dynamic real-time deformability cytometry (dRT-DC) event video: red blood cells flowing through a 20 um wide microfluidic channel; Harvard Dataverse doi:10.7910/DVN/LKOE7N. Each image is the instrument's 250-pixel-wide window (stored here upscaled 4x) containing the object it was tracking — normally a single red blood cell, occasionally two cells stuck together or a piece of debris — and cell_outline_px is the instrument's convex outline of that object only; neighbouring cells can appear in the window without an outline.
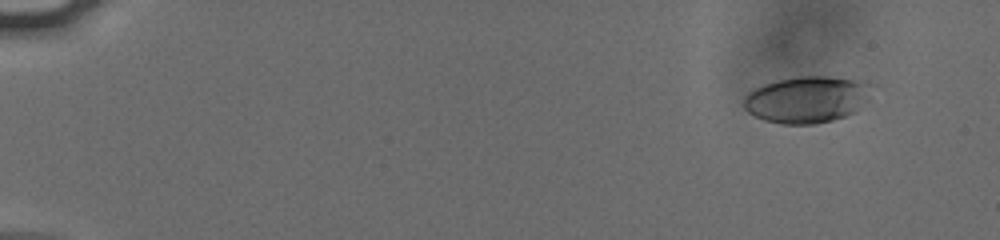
{"species": "human", "species_latin": "Homo sapiens", "temperature_condition": "cold", "stored_images_in_passage": 52, "camera_frame_rate_fps": 3000, "um_per_image_px": 0.085, "donor": {"sex": "male"}, "frame": {"image": 1, "passage_image": 1, "time_ms": 0.0, "image_size_px": [1000, 240], "cell_outline_px": [[872, 84], [856, 112], [832, 120], [812, 124], [780, 124], [764, 120], [748, 112], [744, 108], [744, 96], [748, 92], [764, 84], [780, 80], [800, 76], [828, 76], [852, 80]], "centroid_in_image_um": [68.51, 8.47], "position_along_channel_um": 16.5, "area_um2": 34.04}}
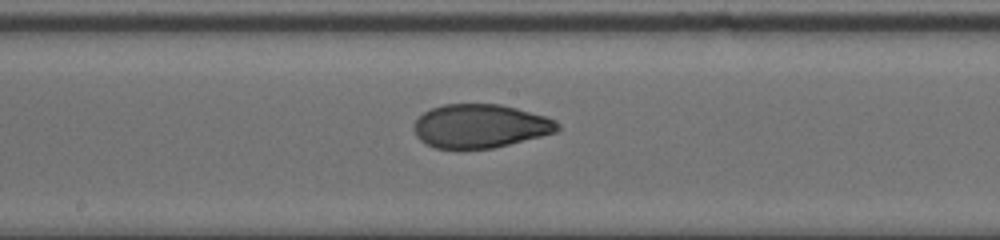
{"frame": {"image": 2, "passage_image": 28, "time_ms": 9.0, "image_size_px": [1000, 240], "cell_outline_px": [[560, 128], [556, 132], [492, 148], [436, 148], [420, 140], [416, 136], [412, 128], [412, 124], [424, 112], [432, 108], [444, 104], [500, 104], [516, 108], [544, 116], [556, 120], [560, 124]], "centroid_in_image_um": [40.79, 10.7], "position_along_channel_um": 207.4, "area_um2": 36.3}}
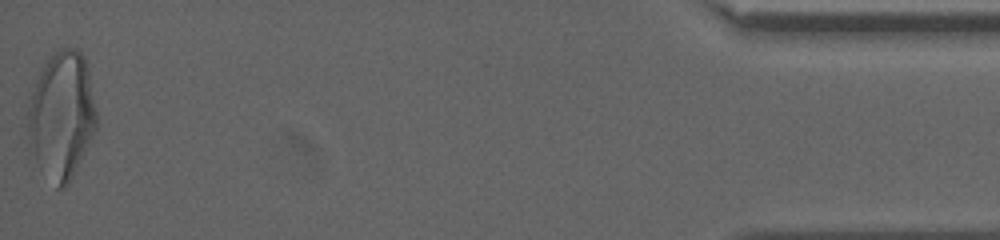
{"frame": {"image": 3, "passage_image": 52, "time_ms": 17.0, "image_size_px": [1000, 240], "cell_outline_px": [[96, 132], [68, 184], [64, 188], [56, 188], [28, 152], [28, 108], [32, 92], [36, 80], [44, 60], [56, 48], [76, 48], [84, 56], [88, 72], [96, 112]], "centroid_in_image_um": [5.21, 9.81], "position_along_channel_um": 430.0, "area_um2": 51.38}, "authors_computed_cell_mechanics": {"area_um2": 36.6741, "velocity_mm_per_s": 3.804, "shape_relaxation_time_tau1_ms": 6.5905, "shape_relaxation_time_tau2_ms": 1.9346, "deformation_change_tau1": 0.1971, "deformation_change_tau2": 0.0583}}